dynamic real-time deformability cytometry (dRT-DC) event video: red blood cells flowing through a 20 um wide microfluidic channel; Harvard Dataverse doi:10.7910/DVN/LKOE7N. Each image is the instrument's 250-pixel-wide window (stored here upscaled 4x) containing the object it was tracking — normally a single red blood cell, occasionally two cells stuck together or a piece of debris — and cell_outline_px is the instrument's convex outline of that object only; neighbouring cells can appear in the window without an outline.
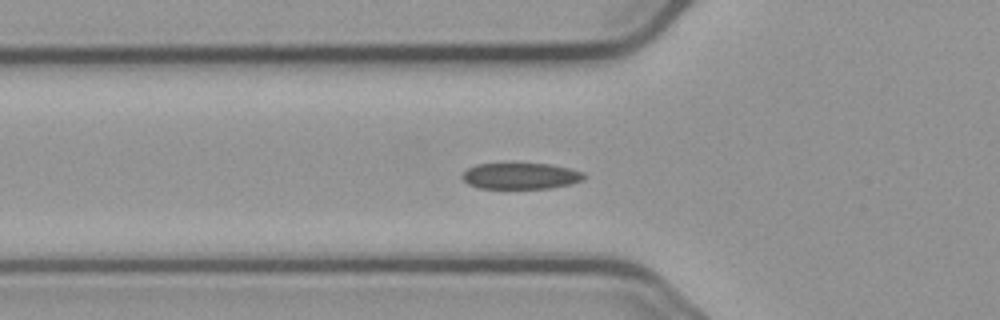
{"species": "common noctule bat (a hibernating species)", "species_latin": "Nyctalus noctula", "temperature_condition": "cold", "stored_images_in_passage": 40, "segment_of_instrument_passage": [1, 2], "camera_frame_rate_fps": 3000, "um_per_image_px": 0.085, "animal": {"sex": "male", "body_mass_g": 23.1, "forearm_length_mm": 52.7}, "frame": {"image": 1, "passage_image": 2, "time_ms": 0.333, "image_size_px": [1000, 320], "cell_outline_px": [[588, 176], [584, 180], [572, 184], [552, 188], [480, 188], [468, 184], [460, 176], [468, 168], [476, 164], [548, 164], [568, 168], [584, 172]], "centroid_in_image_um": [44.3, 14.96], "position_along_channel_um": 81.5, "area_um2": 18.61}}
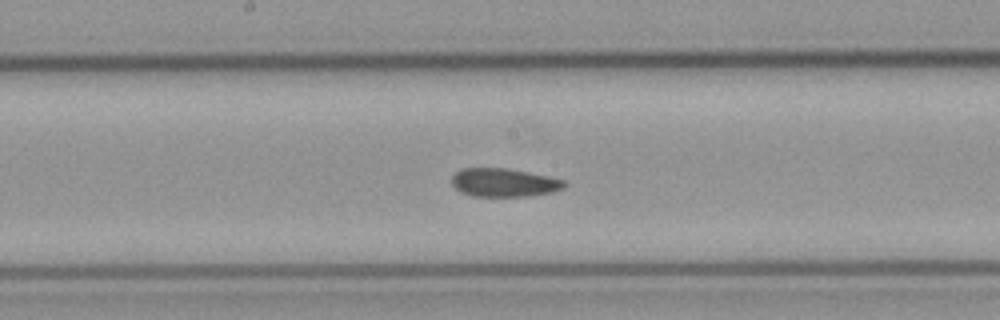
{"frame": {"image": 2, "passage_image": 12, "time_ms": 3.667, "image_size_px": [1000, 320], "cell_outline_px": [[568, 184], [564, 188], [552, 192], [528, 196], [472, 196], [460, 192], [452, 184], [452, 176], [460, 168], [504, 168], [528, 172], [548, 176], [564, 180]], "centroid_in_image_um": [42.84, 15.52], "position_along_channel_um": 205.4, "area_um2": 18.67}}
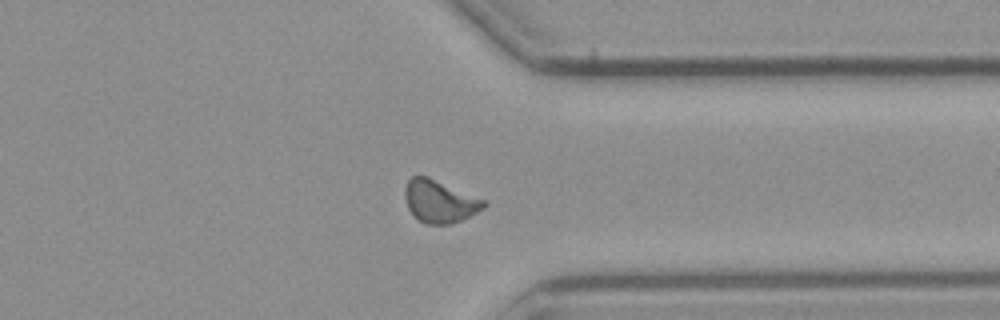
{"frame": {"image": 3, "passage_image": 26, "time_ms": 8.333, "image_size_px": [1000, 320], "cell_outline_px": [[488, 204], [484, 208], [452, 224], [424, 224], [408, 208], [404, 196], [404, 188], [408, 180], [412, 176], [428, 176], [488, 200]], "centroid_in_image_um": [37.4, 17.09], "position_along_channel_um": 374.0, "area_um2": 19.71}}